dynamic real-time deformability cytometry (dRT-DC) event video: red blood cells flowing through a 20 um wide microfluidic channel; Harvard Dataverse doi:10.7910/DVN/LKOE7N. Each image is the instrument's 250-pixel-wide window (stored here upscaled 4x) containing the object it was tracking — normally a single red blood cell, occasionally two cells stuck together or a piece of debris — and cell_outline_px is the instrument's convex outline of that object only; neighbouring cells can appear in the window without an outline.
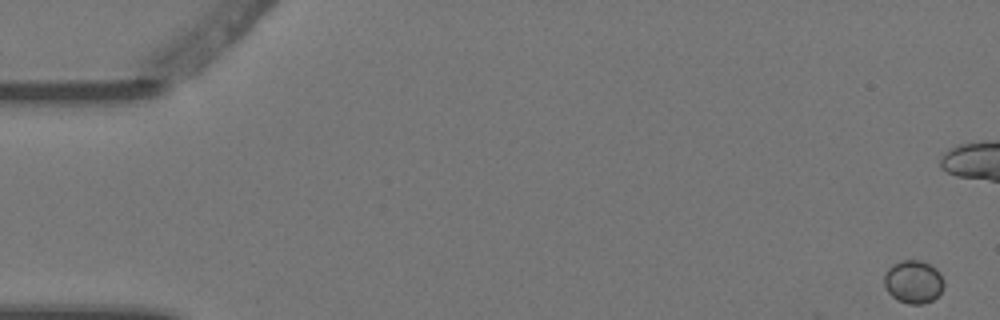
{"species": "Egyptian fruit bat (a non-hibernating species)", "species_latin": "Rousettus aegyptiacus", "temperature_condition": "warm", "stored_images_in_passage": 6, "camera_frame_rate_fps": 3000, "um_per_image_px": 0.085, "animal": {"sex": "female"}, "frame": {"image": 1, "passage_image": 1, "time_ms": 0.0, "image_size_px": [1000, 320], "cell_outline_px": [[944, 288], [932, 300], [924, 304], [908, 304], [896, 300], [884, 288], [884, 272], [892, 264], [900, 260], [920, 260], [936, 268], [940, 272], [944, 280]], "centroid_in_image_um": [77.62, 23.95], "position_along_channel_um": 7.4, "area_um2": 15.26}}